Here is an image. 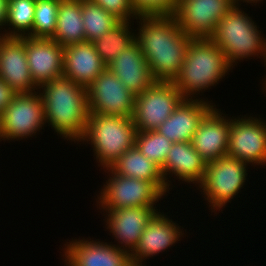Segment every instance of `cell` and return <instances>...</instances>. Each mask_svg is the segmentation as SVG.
Returning <instances> with one entry per match:
<instances>
[{"mask_svg":"<svg viewBox=\"0 0 266 266\" xmlns=\"http://www.w3.org/2000/svg\"><path fill=\"white\" fill-rule=\"evenodd\" d=\"M230 70L233 67L227 61L224 51L210 38H192L173 84L184 99H202L199 98L200 93L219 84Z\"/></svg>","mask_w":266,"mask_h":266,"instance_id":"3","label":"cell"},{"mask_svg":"<svg viewBox=\"0 0 266 266\" xmlns=\"http://www.w3.org/2000/svg\"><path fill=\"white\" fill-rule=\"evenodd\" d=\"M0 79L16 94L38 90L27 62L26 37L0 35Z\"/></svg>","mask_w":266,"mask_h":266,"instance_id":"14","label":"cell"},{"mask_svg":"<svg viewBox=\"0 0 266 266\" xmlns=\"http://www.w3.org/2000/svg\"><path fill=\"white\" fill-rule=\"evenodd\" d=\"M43 101L45 124L64 140L74 143L83 137L89 117L87 88L65 76L38 88Z\"/></svg>","mask_w":266,"mask_h":266,"instance_id":"2","label":"cell"},{"mask_svg":"<svg viewBox=\"0 0 266 266\" xmlns=\"http://www.w3.org/2000/svg\"><path fill=\"white\" fill-rule=\"evenodd\" d=\"M248 163L230 156L207 162L204 177L198 187L211 212H222L228 202L243 189L248 175Z\"/></svg>","mask_w":266,"mask_h":266,"instance_id":"6","label":"cell"},{"mask_svg":"<svg viewBox=\"0 0 266 266\" xmlns=\"http://www.w3.org/2000/svg\"><path fill=\"white\" fill-rule=\"evenodd\" d=\"M249 116V117H248ZM230 117L227 156L251 166H266V121L250 115Z\"/></svg>","mask_w":266,"mask_h":266,"instance_id":"10","label":"cell"},{"mask_svg":"<svg viewBox=\"0 0 266 266\" xmlns=\"http://www.w3.org/2000/svg\"><path fill=\"white\" fill-rule=\"evenodd\" d=\"M106 67L135 96L156 82L136 40Z\"/></svg>","mask_w":266,"mask_h":266,"instance_id":"21","label":"cell"},{"mask_svg":"<svg viewBox=\"0 0 266 266\" xmlns=\"http://www.w3.org/2000/svg\"><path fill=\"white\" fill-rule=\"evenodd\" d=\"M233 1V4L235 5V6H241V3L240 2H242V3H251V5L253 6V4L254 5H257V3H261L263 0H232Z\"/></svg>","mask_w":266,"mask_h":266,"instance_id":"34","label":"cell"},{"mask_svg":"<svg viewBox=\"0 0 266 266\" xmlns=\"http://www.w3.org/2000/svg\"><path fill=\"white\" fill-rule=\"evenodd\" d=\"M229 137L230 117L215 105L200 122L191 143L206 162H210L227 156Z\"/></svg>","mask_w":266,"mask_h":266,"instance_id":"17","label":"cell"},{"mask_svg":"<svg viewBox=\"0 0 266 266\" xmlns=\"http://www.w3.org/2000/svg\"><path fill=\"white\" fill-rule=\"evenodd\" d=\"M139 19V20H138ZM135 40L156 81L173 82L186 57L188 36L174 16H138Z\"/></svg>","mask_w":266,"mask_h":266,"instance_id":"1","label":"cell"},{"mask_svg":"<svg viewBox=\"0 0 266 266\" xmlns=\"http://www.w3.org/2000/svg\"><path fill=\"white\" fill-rule=\"evenodd\" d=\"M35 5L36 0H6V22L5 27L0 30V35L17 38L32 37Z\"/></svg>","mask_w":266,"mask_h":266,"instance_id":"25","label":"cell"},{"mask_svg":"<svg viewBox=\"0 0 266 266\" xmlns=\"http://www.w3.org/2000/svg\"><path fill=\"white\" fill-rule=\"evenodd\" d=\"M265 65H266V62H265V64H264V66H265ZM262 80H263V82H264V83H262V84H263V85H262V86H263L262 90L265 89L264 91H265V93H266V78H265V80H264V79H262Z\"/></svg>","mask_w":266,"mask_h":266,"instance_id":"36","label":"cell"},{"mask_svg":"<svg viewBox=\"0 0 266 266\" xmlns=\"http://www.w3.org/2000/svg\"><path fill=\"white\" fill-rule=\"evenodd\" d=\"M131 23L120 22L93 42L96 52L106 66L135 41V31L131 28Z\"/></svg>","mask_w":266,"mask_h":266,"instance_id":"26","label":"cell"},{"mask_svg":"<svg viewBox=\"0 0 266 266\" xmlns=\"http://www.w3.org/2000/svg\"><path fill=\"white\" fill-rule=\"evenodd\" d=\"M139 16H174L177 0H130Z\"/></svg>","mask_w":266,"mask_h":266,"instance_id":"30","label":"cell"},{"mask_svg":"<svg viewBox=\"0 0 266 266\" xmlns=\"http://www.w3.org/2000/svg\"><path fill=\"white\" fill-rule=\"evenodd\" d=\"M110 169L119 175L152 182L165 196L169 193L161 168L147 159L136 146L128 149Z\"/></svg>","mask_w":266,"mask_h":266,"instance_id":"23","label":"cell"},{"mask_svg":"<svg viewBox=\"0 0 266 266\" xmlns=\"http://www.w3.org/2000/svg\"><path fill=\"white\" fill-rule=\"evenodd\" d=\"M109 176L96 199L97 208L112 210L130 207H156L165 195L149 181L133 179L104 169ZM155 205V206H154Z\"/></svg>","mask_w":266,"mask_h":266,"instance_id":"7","label":"cell"},{"mask_svg":"<svg viewBox=\"0 0 266 266\" xmlns=\"http://www.w3.org/2000/svg\"><path fill=\"white\" fill-rule=\"evenodd\" d=\"M63 247L64 266H124L130 259L125 250L99 239L72 238Z\"/></svg>","mask_w":266,"mask_h":266,"instance_id":"15","label":"cell"},{"mask_svg":"<svg viewBox=\"0 0 266 266\" xmlns=\"http://www.w3.org/2000/svg\"><path fill=\"white\" fill-rule=\"evenodd\" d=\"M124 266H146L145 262L129 259Z\"/></svg>","mask_w":266,"mask_h":266,"instance_id":"35","label":"cell"},{"mask_svg":"<svg viewBox=\"0 0 266 266\" xmlns=\"http://www.w3.org/2000/svg\"><path fill=\"white\" fill-rule=\"evenodd\" d=\"M82 18L86 42L93 43L121 21L102 6L88 0H82Z\"/></svg>","mask_w":266,"mask_h":266,"instance_id":"27","label":"cell"},{"mask_svg":"<svg viewBox=\"0 0 266 266\" xmlns=\"http://www.w3.org/2000/svg\"><path fill=\"white\" fill-rule=\"evenodd\" d=\"M183 99L173 82L156 81L135 98L132 120L136 130H157Z\"/></svg>","mask_w":266,"mask_h":266,"instance_id":"9","label":"cell"},{"mask_svg":"<svg viewBox=\"0 0 266 266\" xmlns=\"http://www.w3.org/2000/svg\"><path fill=\"white\" fill-rule=\"evenodd\" d=\"M106 229L117 244H111L131 254L137 247L145 227L158 212L157 207H130L102 210Z\"/></svg>","mask_w":266,"mask_h":266,"instance_id":"13","label":"cell"},{"mask_svg":"<svg viewBox=\"0 0 266 266\" xmlns=\"http://www.w3.org/2000/svg\"><path fill=\"white\" fill-rule=\"evenodd\" d=\"M240 6H233L217 23L210 39L225 53L229 64L234 67L238 61L249 57L263 56L266 62V37L261 34L253 17L248 16Z\"/></svg>","mask_w":266,"mask_h":266,"instance_id":"4","label":"cell"},{"mask_svg":"<svg viewBox=\"0 0 266 266\" xmlns=\"http://www.w3.org/2000/svg\"><path fill=\"white\" fill-rule=\"evenodd\" d=\"M61 0H36L32 37L52 38Z\"/></svg>","mask_w":266,"mask_h":266,"instance_id":"29","label":"cell"},{"mask_svg":"<svg viewBox=\"0 0 266 266\" xmlns=\"http://www.w3.org/2000/svg\"><path fill=\"white\" fill-rule=\"evenodd\" d=\"M102 6L106 11L114 15L121 22H134L138 18L130 0H88ZM132 19V20H131Z\"/></svg>","mask_w":266,"mask_h":266,"instance_id":"31","label":"cell"},{"mask_svg":"<svg viewBox=\"0 0 266 266\" xmlns=\"http://www.w3.org/2000/svg\"><path fill=\"white\" fill-rule=\"evenodd\" d=\"M215 106L204 99H183L156 131L175 142H191L205 115Z\"/></svg>","mask_w":266,"mask_h":266,"instance_id":"19","label":"cell"},{"mask_svg":"<svg viewBox=\"0 0 266 266\" xmlns=\"http://www.w3.org/2000/svg\"><path fill=\"white\" fill-rule=\"evenodd\" d=\"M233 6L232 0H180L174 17L188 36L210 38Z\"/></svg>","mask_w":266,"mask_h":266,"instance_id":"12","label":"cell"},{"mask_svg":"<svg viewBox=\"0 0 266 266\" xmlns=\"http://www.w3.org/2000/svg\"><path fill=\"white\" fill-rule=\"evenodd\" d=\"M51 39L63 47L86 42L82 0L60 1L56 29Z\"/></svg>","mask_w":266,"mask_h":266,"instance_id":"24","label":"cell"},{"mask_svg":"<svg viewBox=\"0 0 266 266\" xmlns=\"http://www.w3.org/2000/svg\"><path fill=\"white\" fill-rule=\"evenodd\" d=\"M136 133L132 118L89 113L84 135L78 143L91 144L98 166L107 169L135 146Z\"/></svg>","mask_w":266,"mask_h":266,"instance_id":"5","label":"cell"},{"mask_svg":"<svg viewBox=\"0 0 266 266\" xmlns=\"http://www.w3.org/2000/svg\"><path fill=\"white\" fill-rule=\"evenodd\" d=\"M206 167V160L193 148L191 142L173 143L161 169L167 191L172 189L173 176L178 181L195 184L197 187L204 177Z\"/></svg>","mask_w":266,"mask_h":266,"instance_id":"20","label":"cell"},{"mask_svg":"<svg viewBox=\"0 0 266 266\" xmlns=\"http://www.w3.org/2000/svg\"><path fill=\"white\" fill-rule=\"evenodd\" d=\"M16 93L2 79H0V115L14 99Z\"/></svg>","mask_w":266,"mask_h":266,"instance_id":"32","label":"cell"},{"mask_svg":"<svg viewBox=\"0 0 266 266\" xmlns=\"http://www.w3.org/2000/svg\"><path fill=\"white\" fill-rule=\"evenodd\" d=\"M26 54L31 77L38 88L63 76L64 47L51 38L26 36Z\"/></svg>","mask_w":266,"mask_h":266,"instance_id":"16","label":"cell"},{"mask_svg":"<svg viewBox=\"0 0 266 266\" xmlns=\"http://www.w3.org/2000/svg\"><path fill=\"white\" fill-rule=\"evenodd\" d=\"M159 211L152 217L145 227L140 241L135 250L130 254V259L144 262L149 257L167 252L184 237L181 226Z\"/></svg>","mask_w":266,"mask_h":266,"instance_id":"18","label":"cell"},{"mask_svg":"<svg viewBox=\"0 0 266 266\" xmlns=\"http://www.w3.org/2000/svg\"><path fill=\"white\" fill-rule=\"evenodd\" d=\"M173 142L158 131H137L135 146L150 161L161 169Z\"/></svg>","mask_w":266,"mask_h":266,"instance_id":"28","label":"cell"},{"mask_svg":"<svg viewBox=\"0 0 266 266\" xmlns=\"http://www.w3.org/2000/svg\"><path fill=\"white\" fill-rule=\"evenodd\" d=\"M6 22V0H0V30Z\"/></svg>","mask_w":266,"mask_h":266,"instance_id":"33","label":"cell"},{"mask_svg":"<svg viewBox=\"0 0 266 266\" xmlns=\"http://www.w3.org/2000/svg\"><path fill=\"white\" fill-rule=\"evenodd\" d=\"M89 113L132 118L136 96L106 68L87 88Z\"/></svg>","mask_w":266,"mask_h":266,"instance_id":"11","label":"cell"},{"mask_svg":"<svg viewBox=\"0 0 266 266\" xmlns=\"http://www.w3.org/2000/svg\"><path fill=\"white\" fill-rule=\"evenodd\" d=\"M63 76L88 88L107 67L91 42L64 47Z\"/></svg>","mask_w":266,"mask_h":266,"instance_id":"22","label":"cell"},{"mask_svg":"<svg viewBox=\"0 0 266 266\" xmlns=\"http://www.w3.org/2000/svg\"><path fill=\"white\" fill-rule=\"evenodd\" d=\"M44 126L47 125L38 90L16 94L0 115V141L12 142L34 137Z\"/></svg>","mask_w":266,"mask_h":266,"instance_id":"8","label":"cell"}]
</instances>
